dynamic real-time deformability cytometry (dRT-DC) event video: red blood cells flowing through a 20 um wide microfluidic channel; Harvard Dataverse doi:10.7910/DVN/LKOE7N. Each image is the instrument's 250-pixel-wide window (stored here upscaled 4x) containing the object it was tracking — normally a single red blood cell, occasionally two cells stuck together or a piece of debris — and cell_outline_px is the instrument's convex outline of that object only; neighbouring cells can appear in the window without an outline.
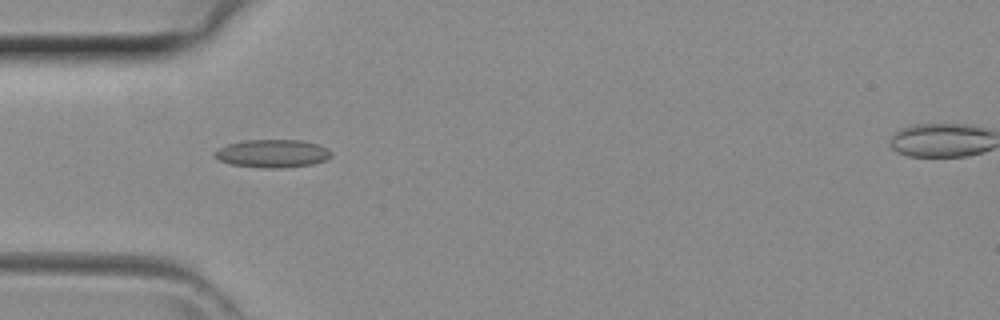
{"species": "common noctule bat (a hibernating species)", "species_latin": "Nyctalus noctula", "temperature_condition": "room temperature", "stored_images_in_passage": 29, "camera_frame_rate_fps": 3000, "um_per_image_px": 0.085, "animal": {"sex": "female", "body_mass_g": 29.2, "forearm_length_mm": 56.3}, "frame": {"image": 1, "passage_image": 1, "time_ms": 0.0, "image_size_px": [1000, 320], "cell_outline_px": [[332, 156], [324, 160], [312, 164], [280, 168], [264, 168], [228, 164], [212, 156], [212, 152], [228, 144], [244, 140], [300, 140], [316, 144], [328, 148], [332, 152]], "centroid_in_image_um": [23.13, 13.05], "position_along_channel_um": 61.9, "area_um2": 19.07}}
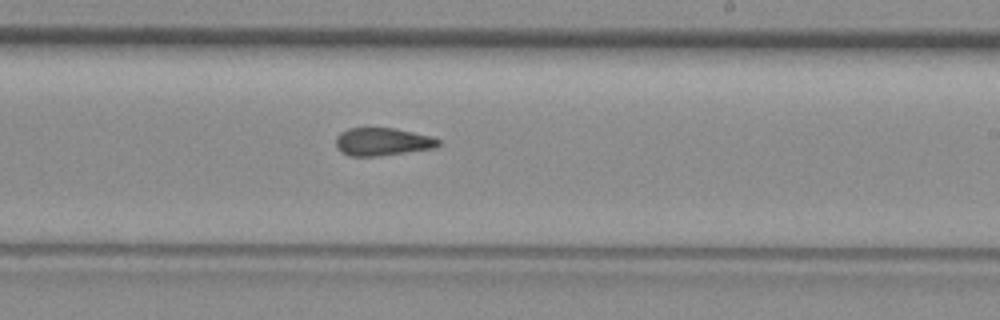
{"frame": {"image": 2, "passage_image": 13, "time_ms": 4.0, "image_size_px": [1000, 320], "cell_outline_px": [[440, 144], [432, 148], [380, 156], [348, 156], [340, 152], [336, 148], [336, 136], [340, 132], [348, 128], [396, 128], [432, 136], [440, 140]], "centroid_in_image_um": [32.47, 12.04], "position_along_channel_um": 256.5, "area_um2": 16.76}}
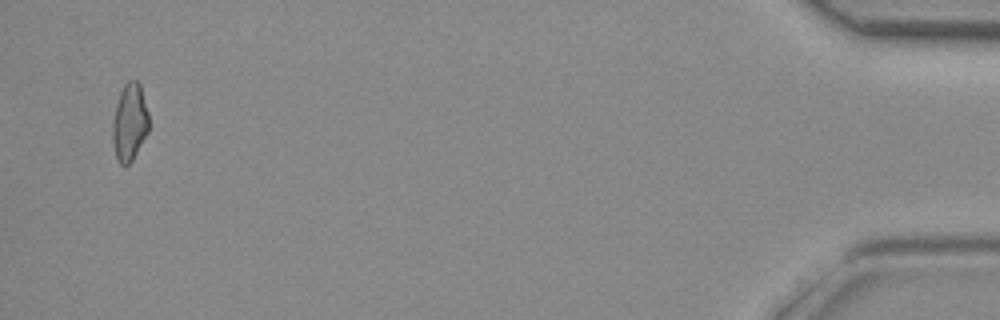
{"frame": {"image": 3, "passage_image": 29, "time_ms": 9.333, "image_size_px": [1000, 320], "cell_outline_px": [[148, 132], [132, 160], [128, 164], [120, 164], [116, 156], [112, 140], [112, 124], [116, 104], [120, 92], [124, 84], [128, 80], [136, 80], [140, 84], [148, 112]], "centroid_in_image_um": [11.01, 10.37], "position_along_channel_um": 424.2, "area_um2": 16.24}}